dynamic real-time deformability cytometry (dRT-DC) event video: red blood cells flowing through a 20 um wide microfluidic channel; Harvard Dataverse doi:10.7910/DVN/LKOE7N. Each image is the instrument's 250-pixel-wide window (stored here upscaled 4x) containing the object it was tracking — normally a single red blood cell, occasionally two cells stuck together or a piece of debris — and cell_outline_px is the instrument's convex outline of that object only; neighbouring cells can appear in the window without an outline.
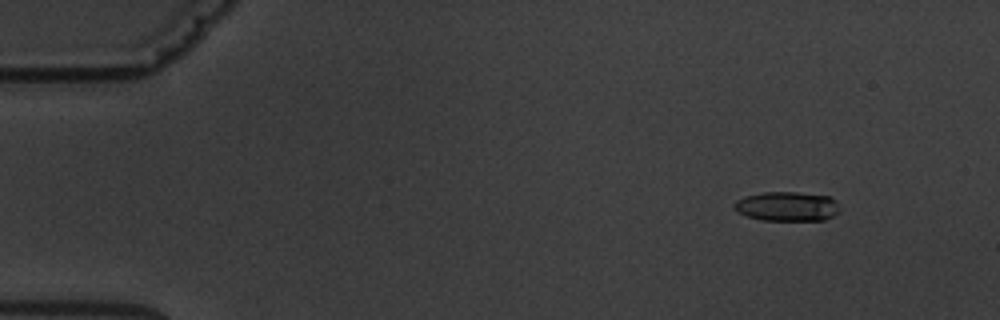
{"species": "common noctule bat (a hibernating species)", "species_latin": "Nyctalus noctula", "temperature_condition": "warm", "stored_images_in_passage": 4, "camera_frame_rate_fps": 3000, "um_per_image_px": 0.085, "animal": {"sex": "male", "body_mass_g": 19.5, "forearm_length_mm": 54.6}, "frame": {"image": 1, "passage_image": 2, "time_ms": 1.0, "image_size_px": [1000, 320], "cell_outline_px": [[840, 212], [824, 220], [760, 220], [748, 216], [740, 212], [732, 204], [736, 200], [748, 196], [764, 192], [796, 192], [828, 196], [836, 200], [840, 208]], "centroid_in_image_um": [66.95, 17.54], "position_along_channel_um": 18.0, "area_um2": 17.98}}
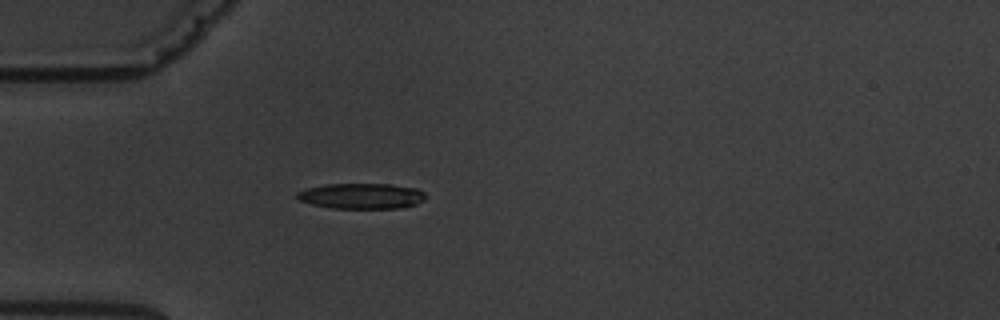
{"frame": {"image": 2, "passage_image": 4, "time_ms": 4.667, "image_size_px": [1000, 320], "cell_outline_px": [[424, 200], [416, 204], [400, 208], [332, 208], [312, 204], [300, 200], [296, 196], [296, 192], [304, 188], [328, 184], [392, 184], [416, 188], [424, 192]], "centroid_in_image_um": [30.71, 16.65], "position_along_channel_um": 54.3, "area_um2": 19.13}}